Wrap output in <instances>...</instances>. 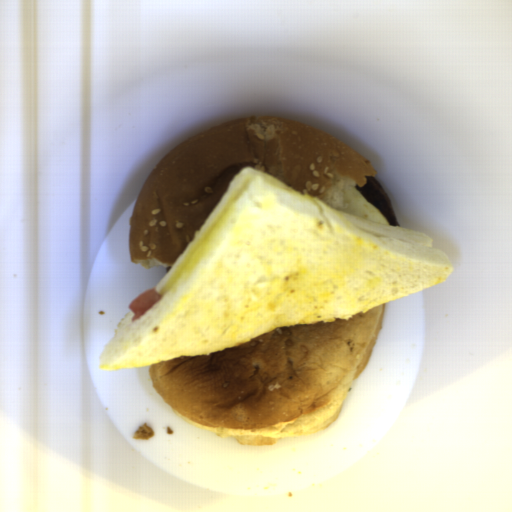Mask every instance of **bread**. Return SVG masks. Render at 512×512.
I'll return each instance as SVG.
<instances>
[{
	"instance_id": "8d2b1439",
	"label": "bread",
	"mask_w": 512,
	"mask_h": 512,
	"mask_svg": "<svg viewBox=\"0 0 512 512\" xmlns=\"http://www.w3.org/2000/svg\"><path fill=\"white\" fill-rule=\"evenodd\" d=\"M252 176L208 250L162 288L235 190ZM455 266L429 235L333 209L243 168L155 287L161 299L125 314L101 370L151 365L237 346L274 328L350 320L445 282Z\"/></svg>"
},
{
	"instance_id": "cb027b5d",
	"label": "bread",
	"mask_w": 512,
	"mask_h": 512,
	"mask_svg": "<svg viewBox=\"0 0 512 512\" xmlns=\"http://www.w3.org/2000/svg\"><path fill=\"white\" fill-rule=\"evenodd\" d=\"M385 306L150 364L152 386L174 415L242 446L327 428L371 361Z\"/></svg>"
},
{
	"instance_id": "b6be36c0",
	"label": "bread",
	"mask_w": 512,
	"mask_h": 512,
	"mask_svg": "<svg viewBox=\"0 0 512 512\" xmlns=\"http://www.w3.org/2000/svg\"><path fill=\"white\" fill-rule=\"evenodd\" d=\"M244 168L337 211L343 192L376 174L369 160L317 127L259 115L226 121L180 143L146 178L130 220L129 261L172 267Z\"/></svg>"
}]
</instances>
